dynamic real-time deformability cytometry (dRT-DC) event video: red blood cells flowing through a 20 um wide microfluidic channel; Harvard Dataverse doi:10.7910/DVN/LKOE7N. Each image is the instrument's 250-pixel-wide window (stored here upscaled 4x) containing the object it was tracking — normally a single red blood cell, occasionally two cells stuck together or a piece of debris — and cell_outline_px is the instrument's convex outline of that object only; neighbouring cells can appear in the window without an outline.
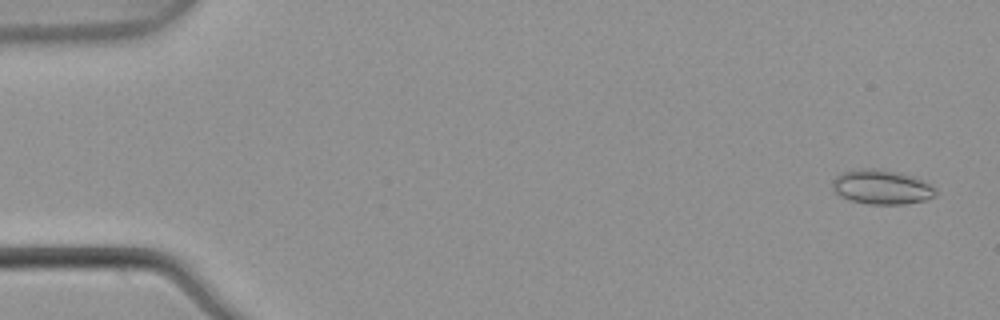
{"species": "common noctule bat (a hibernating species)", "species_latin": "Nyctalus noctula", "temperature_condition": "warm", "stored_images_in_passage": 8, "camera_frame_rate_fps": 3000, "um_per_image_px": 0.085, "animal": {"sex": "male", "body_mass_g": 21.5, "forearm_length_mm": 52.0}, "frame": {"image": 1, "passage_image": 1, "time_ms": 0.0, "image_size_px": [1000, 320], "cell_outline_px": [[936, 196], [924, 200], [904, 204], [868, 204], [852, 200], [836, 192], [832, 188], [832, 180], [836, 176], [844, 172], [864, 168], [880, 168], [912, 176], [936, 188]], "centroid_in_image_um": [74.94, 15.89], "position_along_channel_um": 10.1, "area_um2": 20.4}}
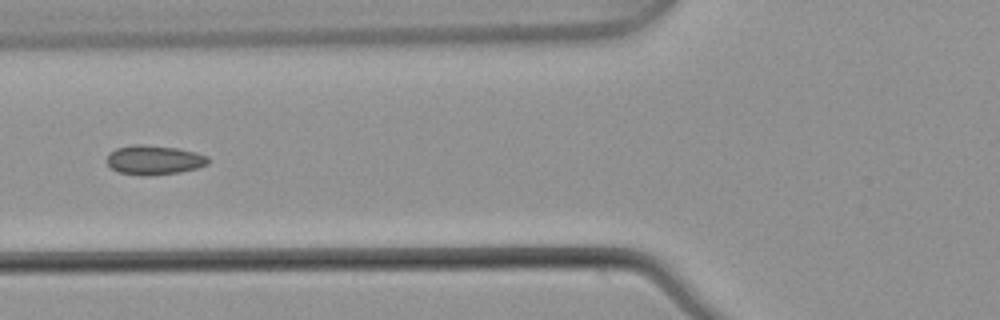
{"frame": {"image": 2, "passage_image": 6, "time_ms": 1.667, "image_size_px": [1000, 320], "cell_outline_px": [[208, 164], [196, 168], [180, 172], [148, 176], [140, 176], [120, 172], [112, 168], [108, 164], [108, 156], [116, 148], [132, 144], [140, 144], [176, 148], [208, 156]], "centroid_in_image_um": [13.09, 13.6], "position_along_channel_um": 112.7, "area_um2": 17.11}}
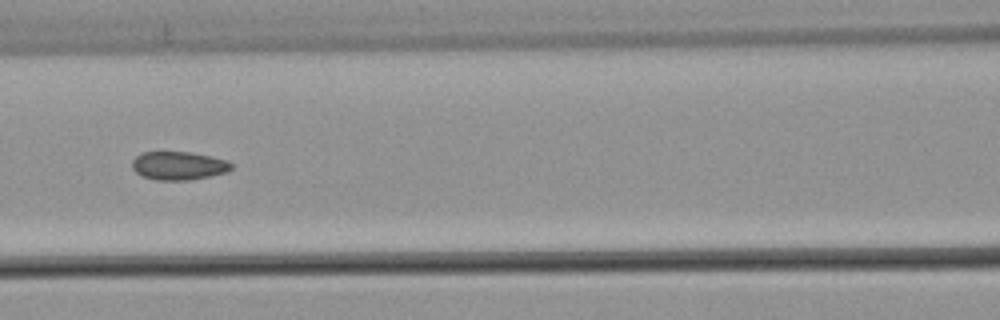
{"frame": {"image": 3, "passage_image": 7, "time_ms": 2.0, "image_size_px": [1000, 320], "cell_outline_px": [[232, 168], [228, 172], [188, 180], [156, 180], [144, 176], [136, 172], [132, 168], [132, 160], [136, 156], [144, 152], [188, 152], [228, 160], [232, 164]], "centroid_in_image_um": [15.18, 14.08], "position_along_channel_um": 151.4, "area_um2": 16.24}}